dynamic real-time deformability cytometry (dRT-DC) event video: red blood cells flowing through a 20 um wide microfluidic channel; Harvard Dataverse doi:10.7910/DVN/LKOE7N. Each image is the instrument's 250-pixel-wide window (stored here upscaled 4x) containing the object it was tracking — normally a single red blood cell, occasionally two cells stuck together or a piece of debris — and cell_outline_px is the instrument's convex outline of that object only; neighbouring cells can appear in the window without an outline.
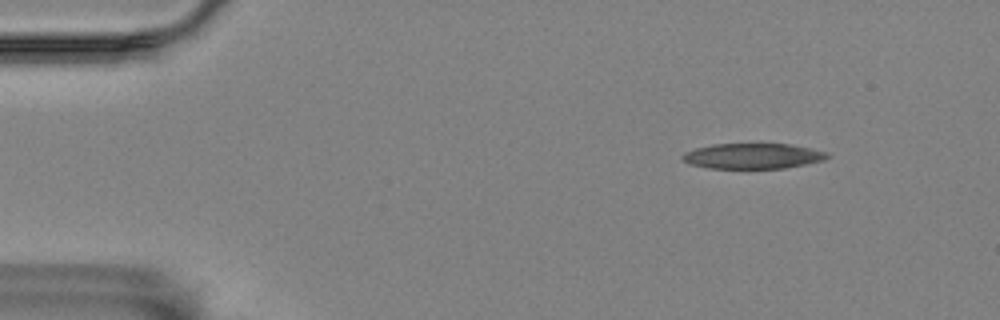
{"species": "Egyptian fruit bat (a non-hibernating species)", "species_latin": "Rousettus aegyptiacus", "temperature_condition": "room temperature", "stored_images_in_passage": 50, "camera_frame_rate_fps": 3000, "um_per_image_px": 0.085, "animal": {"sex": "female"}, "frame": {"image": 1, "passage_image": 1, "time_ms": 0.0, "image_size_px": [1000, 320], "cell_outline_px": [[832, 156], [824, 160], [784, 168], [708, 168], [688, 164], [680, 156], [684, 152], [696, 148], [712, 144], [788, 144], [828, 152]], "centroid_in_image_um": [63.97, 13.26], "position_along_channel_um": 21.0, "area_um2": 21.39}}
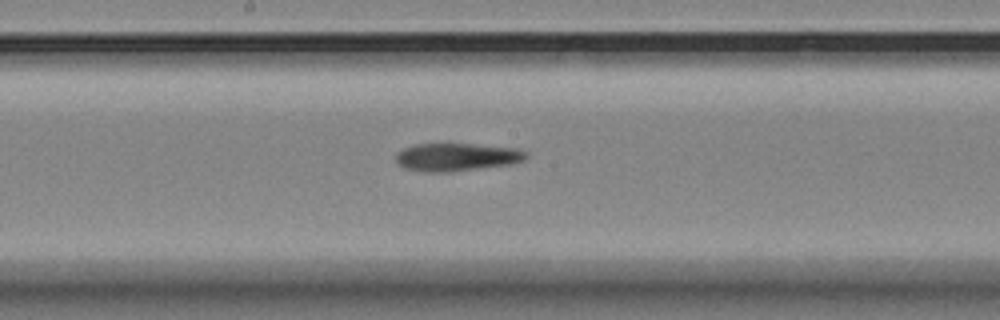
{"frame": {"image": 2, "passage_image": 24, "time_ms": 7.667, "image_size_px": [1000, 320], "cell_outline_px": [[528, 156], [524, 160], [512, 164], [452, 172], [424, 172], [404, 168], [396, 160], [396, 152], [404, 148], [416, 144], [472, 144], [516, 148], [524, 152]], "centroid_in_image_um": [38.8, 13.36], "position_along_channel_um": 209.4, "area_um2": 21.15}}
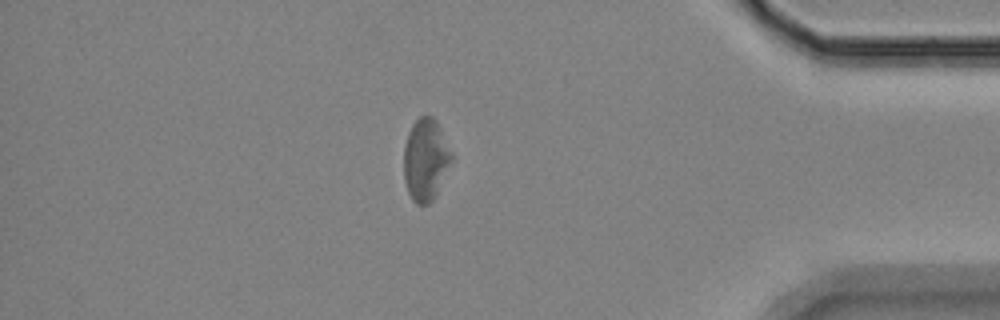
{"frame": {"image": 3, "passage_image": 43, "time_ms": 14.0, "image_size_px": [1000, 320], "cell_outline_px": [[452, 160], [432, 200], [428, 204], [416, 204], [412, 200], [408, 192], [404, 180], [404, 144], [408, 132], [412, 124], [420, 116], [432, 116], [436, 120], [440, 128], [452, 156]], "centroid_in_image_um": [36.14, 13.56], "position_along_channel_um": 399.1, "area_um2": 22.43}, "authors_computed_cell_mechanics": {"area_um2": 22.1663, "velocity_mm_per_s": 3.4989, "shape_relaxation_time_tau1_ms": null, "shape_relaxation_time_tau2_ms": 5.1879, "deformation_change_tau1": null, "deformation_change_tau2": 0.1725}}